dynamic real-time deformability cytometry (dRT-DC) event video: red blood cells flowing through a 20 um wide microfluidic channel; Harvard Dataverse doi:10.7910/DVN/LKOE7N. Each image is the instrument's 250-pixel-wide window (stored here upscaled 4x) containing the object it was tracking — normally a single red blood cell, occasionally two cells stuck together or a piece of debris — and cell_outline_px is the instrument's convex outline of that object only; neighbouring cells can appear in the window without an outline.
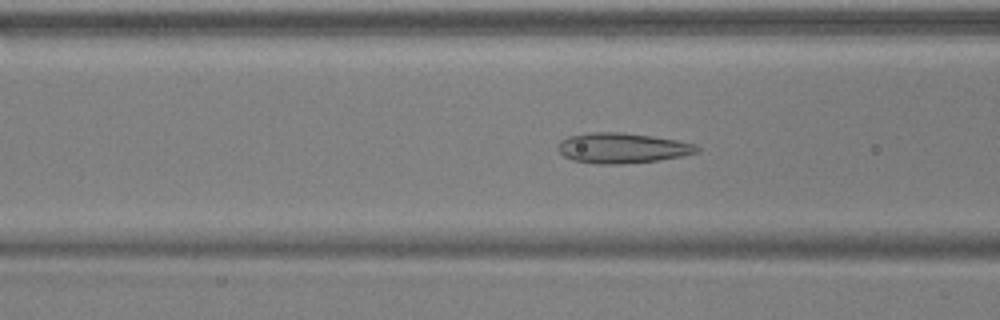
{"species": "common noctule bat (a hibernating species)", "species_latin": "Nyctalus noctula", "temperature_condition": "warm", "stored_images_in_passage": 42, "camera_frame_rate_fps": 3000, "um_per_image_px": 0.085, "animal": {"sex": "male", "body_mass_g": 17.9, "forearm_length_mm": 54.2}, "frame": {"image": 1, "passage_image": 9, "time_ms": 2.667, "image_size_px": [1000, 320], "cell_outline_px": [[700, 152], [680, 156], [656, 160], [620, 164], [596, 164], [572, 160], [564, 156], [556, 148], [560, 140], [568, 136], [592, 132], [620, 132], [652, 136], [676, 140], [696, 144], [700, 148]], "centroid_in_image_um": [52.86, 12.58], "position_along_channel_um": 113.7, "area_um2": 24.51}}
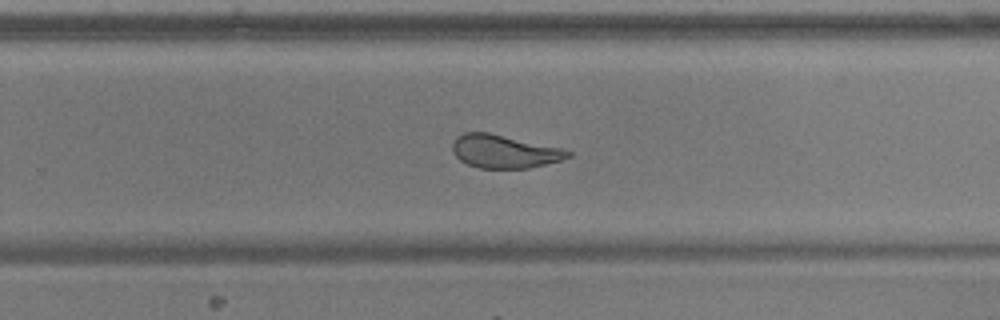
{"frame": {"image": 2, "passage_image": 23, "time_ms": 7.333, "image_size_px": [1000, 320], "cell_outline_px": [[572, 156], [560, 160], [528, 168], [480, 168], [468, 164], [460, 160], [452, 152], [452, 144], [456, 136], [464, 132], [488, 132], [560, 148], [572, 152]], "centroid_in_image_um": [42.81, 12.87], "position_along_channel_um": 287.0, "area_um2": 22.14}}
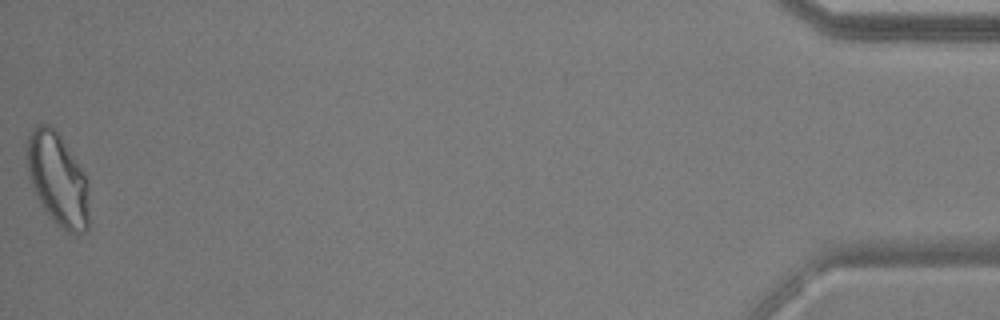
{"frame": {"image": 3, "passage_image": 42, "time_ms": 13.667, "image_size_px": [1000, 320], "cell_outline_px": [[88, 228], [84, 232], [76, 236], [60, 228], [56, 224], [40, 204], [36, 196], [28, 176], [28, 136], [32, 128], [36, 124], [48, 124], [60, 136], [88, 176]], "centroid_in_image_um": [4.93, 15.28], "position_along_channel_um": 430.3, "area_um2": 33.76}, "authors_computed_cell_mechanics": {"area_um2": 24.5072, "velocity_mm_per_s": 3.7136, "shape_relaxation_time_tau1_ms": null, "shape_relaxation_time_tau2_ms": 1.1535, "deformation_change_tau1": null, "deformation_change_tau2": 0.08}}